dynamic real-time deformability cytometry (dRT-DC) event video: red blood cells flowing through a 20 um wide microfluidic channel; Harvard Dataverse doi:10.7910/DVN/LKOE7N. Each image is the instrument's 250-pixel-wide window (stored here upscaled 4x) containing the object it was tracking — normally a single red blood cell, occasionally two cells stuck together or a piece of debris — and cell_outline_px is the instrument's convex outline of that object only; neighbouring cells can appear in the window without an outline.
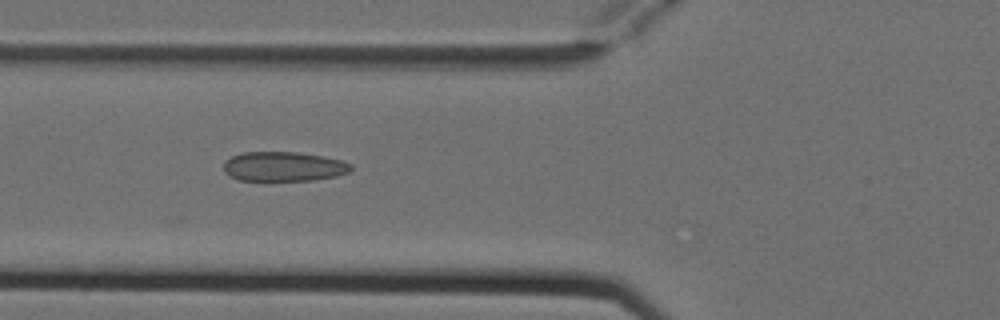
{"species": "Egyptian fruit bat (a non-hibernating species)", "species_latin": "Rousettus aegyptiacus", "temperature_condition": "cold", "stored_images_in_passage": 8, "camera_frame_rate_fps": 3000, "um_per_image_px": 0.085, "animal": {"sex": "female"}, "frame": {"image": 1, "passage_image": 6, "time_ms": 1.667, "image_size_px": [1000, 320], "cell_outline_px": [[352, 168], [348, 172], [336, 176], [312, 180], [236, 180], [228, 176], [224, 172], [224, 160], [232, 156], [244, 152], [296, 152], [324, 156], [344, 160], [352, 164]], "centroid_in_image_um": [24.1, 14.15], "position_along_channel_um": 101.7, "area_um2": 22.08}}
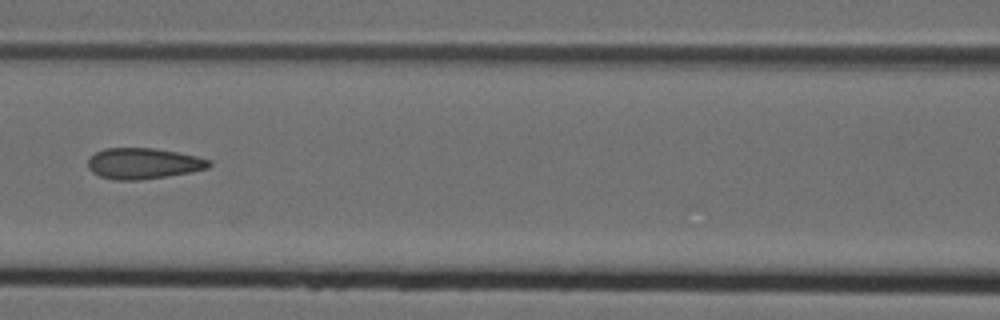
{"frame": {"image": 2, "passage_image": 7, "time_ms": 2.0, "image_size_px": [1000, 320], "cell_outline_px": [[212, 164], [208, 168], [192, 172], [140, 180], [112, 180], [100, 176], [92, 172], [88, 168], [88, 160], [96, 152], [104, 148], [152, 148], [176, 152], [196, 156], [212, 160]], "centroid_in_image_um": [12.19, 13.9], "position_along_channel_um": 154.4, "area_um2": 21.85}}
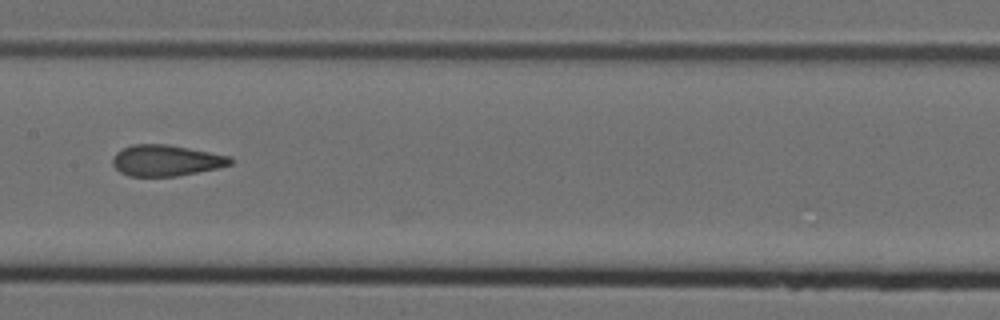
{"frame": {"image": 3, "passage_image": 8, "time_ms": 2.333, "image_size_px": [1000, 320], "cell_outline_px": [[232, 164], [216, 168], [176, 176], [128, 176], [120, 172], [112, 164], [112, 156], [116, 152], [132, 144], [168, 144], [232, 156]], "centroid_in_image_um": [14.1, 13.63], "position_along_channel_um": 193.3, "area_um2": 21.33}}